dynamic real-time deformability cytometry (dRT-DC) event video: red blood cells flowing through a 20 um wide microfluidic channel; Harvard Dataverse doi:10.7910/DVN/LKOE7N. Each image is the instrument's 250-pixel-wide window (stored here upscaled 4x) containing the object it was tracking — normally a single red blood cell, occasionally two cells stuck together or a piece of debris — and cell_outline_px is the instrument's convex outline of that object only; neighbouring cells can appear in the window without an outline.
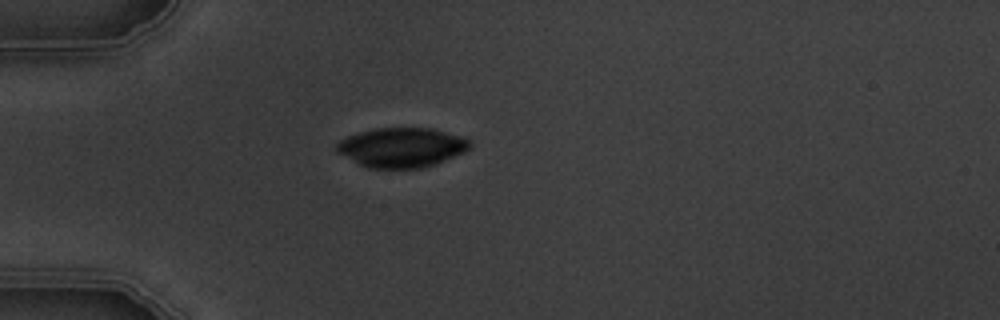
{"species": "common noctule bat (a hibernating species)", "species_latin": "Nyctalus noctula", "temperature_condition": "warm", "stored_images_in_passage": 5, "camera_frame_rate_fps": 3000, "um_per_image_px": 0.085, "animal": {"sex": "male", "body_mass_g": 19.5, "forearm_length_mm": 54.6}, "frame": {"image": 1, "passage_image": 5, "time_ms": 5.0, "image_size_px": [1000, 320], "cell_outline_px": [[472, 144], [464, 152], [436, 164], [420, 168], [368, 168], [336, 152], [336, 144], [340, 140], [348, 136], [360, 132], [376, 128], [428, 128], [464, 136], [472, 140]], "centroid_in_image_um": [34.16, 12.53], "position_along_channel_um": 50.8, "area_um2": 30.69}}